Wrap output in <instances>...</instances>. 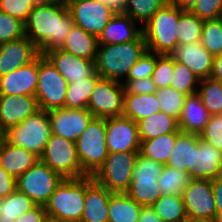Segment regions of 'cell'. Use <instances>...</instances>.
<instances>
[{"instance_id": "cell-1", "label": "cell", "mask_w": 222, "mask_h": 222, "mask_svg": "<svg viewBox=\"0 0 222 222\" xmlns=\"http://www.w3.org/2000/svg\"><path fill=\"white\" fill-rule=\"evenodd\" d=\"M74 22L66 2L37 3L24 22L25 36L44 55L60 49Z\"/></svg>"}, {"instance_id": "cell-2", "label": "cell", "mask_w": 222, "mask_h": 222, "mask_svg": "<svg viewBox=\"0 0 222 222\" xmlns=\"http://www.w3.org/2000/svg\"><path fill=\"white\" fill-rule=\"evenodd\" d=\"M146 51L143 33L136 40L122 44L98 45L95 71L104 79L122 82L121 79L128 76L129 70Z\"/></svg>"}, {"instance_id": "cell-3", "label": "cell", "mask_w": 222, "mask_h": 222, "mask_svg": "<svg viewBox=\"0 0 222 222\" xmlns=\"http://www.w3.org/2000/svg\"><path fill=\"white\" fill-rule=\"evenodd\" d=\"M182 12L168 2L142 26L147 51L170 55L175 50L178 36L176 25Z\"/></svg>"}, {"instance_id": "cell-4", "label": "cell", "mask_w": 222, "mask_h": 222, "mask_svg": "<svg viewBox=\"0 0 222 222\" xmlns=\"http://www.w3.org/2000/svg\"><path fill=\"white\" fill-rule=\"evenodd\" d=\"M85 194L86 177L63 179L45 204V210L63 222H80Z\"/></svg>"}, {"instance_id": "cell-5", "label": "cell", "mask_w": 222, "mask_h": 222, "mask_svg": "<svg viewBox=\"0 0 222 222\" xmlns=\"http://www.w3.org/2000/svg\"><path fill=\"white\" fill-rule=\"evenodd\" d=\"M75 143L83 177L93 176L109 154L105 118L93 117Z\"/></svg>"}, {"instance_id": "cell-6", "label": "cell", "mask_w": 222, "mask_h": 222, "mask_svg": "<svg viewBox=\"0 0 222 222\" xmlns=\"http://www.w3.org/2000/svg\"><path fill=\"white\" fill-rule=\"evenodd\" d=\"M51 134L48 112L39 110L20 124L6 130L4 139L7 143L24 148L40 158Z\"/></svg>"}, {"instance_id": "cell-7", "label": "cell", "mask_w": 222, "mask_h": 222, "mask_svg": "<svg viewBox=\"0 0 222 222\" xmlns=\"http://www.w3.org/2000/svg\"><path fill=\"white\" fill-rule=\"evenodd\" d=\"M138 155L139 152L109 153L105 162L92 176L93 180L112 193H126Z\"/></svg>"}, {"instance_id": "cell-8", "label": "cell", "mask_w": 222, "mask_h": 222, "mask_svg": "<svg viewBox=\"0 0 222 222\" xmlns=\"http://www.w3.org/2000/svg\"><path fill=\"white\" fill-rule=\"evenodd\" d=\"M39 160L63 179L83 178L76 143L59 135L51 134Z\"/></svg>"}, {"instance_id": "cell-9", "label": "cell", "mask_w": 222, "mask_h": 222, "mask_svg": "<svg viewBox=\"0 0 222 222\" xmlns=\"http://www.w3.org/2000/svg\"><path fill=\"white\" fill-rule=\"evenodd\" d=\"M68 82L44 56L39 55L38 85L35 97L39 110L64 107Z\"/></svg>"}, {"instance_id": "cell-10", "label": "cell", "mask_w": 222, "mask_h": 222, "mask_svg": "<svg viewBox=\"0 0 222 222\" xmlns=\"http://www.w3.org/2000/svg\"><path fill=\"white\" fill-rule=\"evenodd\" d=\"M63 178L41 160L16 179L17 190L28 196L35 205H44Z\"/></svg>"}, {"instance_id": "cell-11", "label": "cell", "mask_w": 222, "mask_h": 222, "mask_svg": "<svg viewBox=\"0 0 222 222\" xmlns=\"http://www.w3.org/2000/svg\"><path fill=\"white\" fill-rule=\"evenodd\" d=\"M124 94L122 82L101 78L91 93L87 109L99 118L123 116Z\"/></svg>"}, {"instance_id": "cell-12", "label": "cell", "mask_w": 222, "mask_h": 222, "mask_svg": "<svg viewBox=\"0 0 222 222\" xmlns=\"http://www.w3.org/2000/svg\"><path fill=\"white\" fill-rule=\"evenodd\" d=\"M74 25L98 37L116 14L99 0H66Z\"/></svg>"}, {"instance_id": "cell-13", "label": "cell", "mask_w": 222, "mask_h": 222, "mask_svg": "<svg viewBox=\"0 0 222 222\" xmlns=\"http://www.w3.org/2000/svg\"><path fill=\"white\" fill-rule=\"evenodd\" d=\"M105 126L109 153L140 152L137 122L124 116L110 117L105 118Z\"/></svg>"}, {"instance_id": "cell-14", "label": "cell", "mask_w": 222, "mask_h": 222, "mask_svg": "<svg viewBox=\"0 0 222 222\" xmlns=\"http://www.w3.org/2000/svg\"><path fill=\"white\" fill-rule=\"evenodd\" d=\"M187 217L217 218V207L210 180L191 179L182 194Z\"/></svg>"}, {"instance_id": "cell-15", "label": "cell", "mask_w": 222, "mask_h": 222, "mask_svg": "<svg viewBox=\"0 0 222 222\" xmlns=\"http://www.w3.org/2000/svg\"><path fill=\"white\" fill-rule=\"evenodd\" d=\"M52 134L76 142L94 117L88 109L60 108L48 111Z\"/></svg>"}, {"instance_id": "cell-16", "label": "cell", "mask_w": 222, "mask_h": 222, "mask_svg": "<svg viewBox=\"0 0 222 222\" xmlns=\"http://www.w3.org/2000/svg\"><path fill=\"white\" fill-rule=\"evenodd\" d=\"M37 111L39 107L35 96L0 94V130L5 132Z\"/></svg>"}, {"instance_id": "cell-17", "label": "cell", "mask_w": 222, "mask_h": 222, "mask_svg": "<svg viewBox=\"0 0 222 222\" xmlns=\"http://www.w3.org/2000/svg\"><path fill=\"white\" fill-rule=\"evenodd\" d=\"M44 56L69 83H76L92 76L95 71V61L76 57L61 49H53Z\"/></svg>"}, {"instance_id": "cell-18", "label": "cell", "mask_w": 222, "mask_h": 222, "mask_svg": "<svg viewBox=\"0 0 222 222\" xmlns=\"http://www.w3.org/2000/svg\"><path fill=\"white\" fill-rule=\"evenodd\" d=\"M39 55L38 48L26 36L0 44V77L28 65Z\"/></svg>"}, {"instance_id": "cell-19", "label": "cell", "mask_w": 222, "mask_h": 222, "mask_svg": "<svg viewBox=\"0 0 222 222\" xmlns=\"http://www.w3.org/2000/svg\"><path fill=\"white\" fill-rule=\"evenodd\" d=\"M39 56L28 65L0 77V94L35 96L38 85Z\"/></svg>"}, {"instance_id": "cell-20", "label": "cell", "mask_w": 222, "mask_h": 222, "mask_svg": "<svg viewBox=\"0 0 222 222\" xmlns=\"http://www.w3.org/2000/svg\"><path fill=\"white\" fill-rule=\"evenodd\" d=\"M112 192L86 176V194L80 222H108L109 200Z\"/></svg>"}, {"instance_id": "cell-21", "label": "cell", "mask_w": 222, "mask_h": 222, "mask_svg": "<svg viewBox=\"0 0 222 222\" xmlns=\"http://www.w3.org/2000/svg\"><path fill=\"white\" fill-rule=\"evenodd\" d=\"M170 55L174 60L188 67L199 80L210 77L213 56L201 42L177 45Z\"/></svg>"}, {"instance_id": "cell-22", "label": "cell", "mask_w": 222, "mask_h": 222, "mask_svg": "<svg viewBox=\"0 0 222 222\" xmlns=\"http://www.w3.org/2000/svg\"><path fill=\"white\" fill-rule=\"evenodd\" d=\"M136 21L124 13H116L97 37L98 45L122 44L136 40L142 27L136 28Z\"/></svg>"}, {"instance_id": "cell-23", "label": "cell", "mask_w": 222, "mask_h": 222, "mask_svg": "<svg viewBox=\"0 0 222 222\" xmlns=\"http://www.w3.org/2000/svg\"><path fill=\"white\" fill-rule=\"evenodd\" d=\"M191 179L213 180L222 174V152L199 140L196 165L188 171Z\"/></svg>"}, {"instance_id": "cell-24", "label": "cell", "mask_w": 222, "mask_h": 222, "mask_svg": "<svg viewBox=\"0 0 222 222\" xmlns=\"http://www.w3.org/2000/svg\"><path fill=\"white\" fill-rule=\"evenodd\" d=\"M199 140V134L178 131L174 151L166 165L188 173L196 165L197 143Z\"/></svg>"}, {"instance_id": "cell-25", "label": "cell", "mask_w": 222, "mask_h": 222, "mask_svg": "<svg viewBox=\"0 0 222 222\" xmlns=\"http://www.w3.org/2000/svg\"><path fill=\"white\" fill-rule=\"evenodd\" d=\"M210 116L198 92L187 95L178 120L179 129L181 132L200 134Z\"/></svg>"}, {"instance_id": "cell-26", "label": "cell", "mask_w": 222, "mask_h": 222, "mask_svg": "<svg viewBox=\"0 0 222 222\" xmlns=\"http://www.w3.org/2000/svg\"><path fill=\"white\" fill-rule=\"evenodd\" d=\"M38 161L39 157L34 153L5 140L0 147V166L13 178L17 179Z\"/></svg>"}, {"instance_id": "cell-27", "label": "cell", "mask_w": 222, "mask_h": 222, "mask_svg": "<svg viewBox=\"0 0 222 222\" xmlns=\"http://www.w3.org/2000/svg\"><path fill=\"white\" fill-rule=\"evenodd\" d=\"M97 46V37L95 35L73 25L60 49L73 56L95 61Z\"/></svg>"}, {"instance_id": "cell-28", "label": "cell", "mask_w": 222, "mask_h": 222, "mask_svg": "<svg viewBox=\"0 0 222 222\" xmlns=\"http://www.w3.org/2000/svg\"><path fill=\"white\" fill-rule=\"evenodd\" d=\"M160 111L156 94H124L123 116L138 122Z\"/></svg>"}, {"instance_id": "cell-29", "label": "cell", "mask_w": 222, "mask_h": 222, "mask_svg": "<svg viewBox=\"0 0 222 222\" xmlns=\"http://www.w3.org/2000/svg\"><path fill=\"white\" fill-rule=\"evenodd\" d=\"M137 125L141 141L180 131L178 120L162 111L138 121Z\"/></svg>"}, {"instance_id": "cell-30", "label": "cell", "mask_w": 222, "mask_h": 222, "mask_svg": "<svg viewBox=\"0 0 222 222\" xmlns=\"http://www.w3.org/2000/svg\"><path fill=\"white\" fill-rule=\"evenodd\" d=\"M141 207L126 193H112L108 222H138Z\"/></svg>"}, {"instance_id": "cell-31", "label": "cell", "mask_w": 222, "mask_h": 222, "mask_svg": "<svg viewBox=\"0 0 222 222\" xmlns=\"http://www.w3.org/2000/svg\"><path fill=\"white\" fill-rule=\"evenodd\" d=\"M102 77L95 72L85 80H79L76 83H69L64 101V108L68 109H87L88 102L96 83Z\"/></svg>"}, {"instance_id": "cell-32", "label": "cell", "mask_w": 222, "mask_h": 222, "mask_svg": "<svg viewBox=\"0 0 222 222\" xmlns=\"http://www.w3.org/2000/svg\"><path fill=\"white\" fill-rule=\"evenodd\" d=\"M176 133H167L156 138L141 141L140 154L155 162L166 165L174 151Z\"/></svg>"}, {"instance_id": "cell-33", "label": "cell", "mask_w": 222, "mask_h": 222, "mask_svg": "<svg viewBox=\"0 0 222 222\" xmlns=\"http://www.w3.org/2000/svg\"><path fill=\"white\" fill-rule=\"evenodd\" d=\"M152 207L163 222H184L187 218L182 195H162Z\"/></svg>"}, {"instance_id": "cell-34", "label": "cell", "mask_w": 222, "mask_h": 222, "mask_svg": "<svg viewBox=\"0 0 222 222\" xmlns=\"http://www.w3.org/2000/svg\"><path fill=\"white\" fill-rule=\"evenodd\" d=\"M35 206L34 202L16 190L5 198H0V222H16V219Z\"/></svg>"}, {"instance_id": "cell-35", "label": "cell", "mask_w": 222, "mask_h": 222, "mask_svg": "<svg viewBox=\"0 0 222 222\" xmlns=\"http://www.w3.org/2000/svg\"><path fill=\"white\" fill-rule=\"evenodd\" d=\"M198 94L211 116L222 114V82L211 77L200 79Z\"/></svg>"}, {"instance_id": "cell-36", "label": "cell", "mask_w": 222, "mask_h": 222, "mask_svg": "<svg viewBox=\"0 0 222 222\" xmlns=\"http://www.w3.org/2000/svg\"><path fill=\"white\" fill-rule=\"evenodd\" d=\"M190 181L191 178L187 172L164 165L158 178V186L161 195H182Z\"/></svg>"}, {"instance_id": "cell-37", "label": "cell", "mask_w": 222, "mask_h": 222, "mask_svg": "<svg viewBox=\"0 0 222 222\" xmlns=\"http://www.w3.org/2000/svg\"><path fill=\"white\" fill-rule=\"evenodd\" d=\"M204 21L190 11H183L177 22V45L200 42Z\"/></svg>"}, {"instance_id": "cell-38", "label": "cell", "mask_w": 222, "mask_h": 222, "mask_svg": "<svg viewBox=\"0 0 222 222\" xmlns=\"http://www.w3.org/2000/svg\"><path fill=\"white\" fill-rule=\"evenodd\" d=\"M126 194L141 206H152L162 196L154 179L131 180Z\"/></svg>"}, {"instance_id": "cell-39", "label": "cell", "mask_w": 222, "mask_h": 222, "mask_svg": "<svg viewBox=\"0 0 222 222\" xmlns=\"http://www.w3.org/2000/svg\"><path fill=\"white\" fill-rule=\"evenodd\" d=\"M167 3L165 0H127L123 13L144 25Z\"/></svg>"}, {"instance_id": "cell-40", "label": "cell", "mask_w": 222, "mask_h": 222, "mask_svg": "<svg viewBox=\"0 0 222 222\" xmlns=\"http://www.w3.org/2000/svg\"><path fill=\"white\" fill-rule=\"evenodd\" d=\"M155 94L160 104V111L179 120L187 95L171 87L157 89Z\"/></svg>"}, {"instance_id": "cell-41", "label": "cell", "mask_w": 222, "mask_h": 222, "mask_svg": "<svg viewBox=\"0 0 222 222\" xmlns=\"http://www.w3.org/2000/svg\"><path fill=\"white\" fill-rule=\"evenodd\" d=\"M198 83L199 79L188 67L174 60L173 77L170 84L171 88L190 95L197 92L198 89L196 86Z\"/></svg>"}, {"instance_id": "cell-42", "label": "cell", "mask_w": 222, "mask_h": 222, "mask_svg": "<svg viewBox=\"0 0 222 222\" xmlns=\"http://www.w3.org/2000/svg\"><path fill=\"white\" fill-rule=\"evenodd\" d=\"M200 42L214 57L222 54V28L216 20H205Z\"/></svg>"}, {"instance_id": "cell-43", "label": "cell", "mask_w": 222, "mask_h": 222, "mask_svg": "<svg viewBox=\"0 0 222 222\" xmlns=\"http://www.w3.org/2000/svg\"><path fill=\"white\" fill-rule=\"evenodd\" d=\"M174 59L171 55L157 54L152 80L157 89L170 87L173 77Z\"/></svg>"}, {"instance_id": "cell-44", "label": "cell", "mask_w": 222, "mask_h": 222, "mask_svg": "<svg viewBox=\"0 0 222 222\" xmlns=\"http://www.w3.org/2000/svg\"><path fill=\"white\" fill-rule=\"evenodd\" d=\"M25 36L24 22L0 11V44Z\"/></svg>"}, {"instance_id": "cell-45", "label": "cell", "mask_w": 222, "mask_h": 222, "mask_svg": "<svg viewBox=\"0 0 222 222\" xmlns=\"http://www.w3.org/2000/svg\"><path fill=\"white\" fill-rule=\"evenodd\" d=\"M163 164L155 162L149 158L142 156L140 153L136 158L132 180L154 179L158 180Z\"/></svg>"}, {"instance_id": "cell-46", "label": "cell", "mask_w": 222, "mask_h": 222, "mask_svg": "<svg viewBox=\"0 0 222 222\" xmlns=\"http://www.w3.org/2000/svg\"><path fill=\"white\" fill-rule=\"evenodd\" d=\"M199 135L200 139L222 152V114L210 116Z\"/></svg>"}, {"instance_id": "cell-47", "label": "cell", "mask_w": 222, "mask_h": 222, "mask_svg": "<svg viewBox=\"0 0 222 222\" xmlns=\"http://www.w3.org/2000/svg\"><path fill=\"white\" fill-rule=\"evenodd\" d=\"M157 54L146 51L144 55L129 70L124 80L144 79L152 76L156 64Z\"/></svg>"}, {"instance_id": "cell-48", "label": "cell", "mask_w": 222, "mask_h": 222, "mask_svg": "<svg viewBox=\"0 0 222 222\" xmlns=\"http://www.w3.org/2000/svg\"><path fill=\"white\" fill-rule=\"evenodd\" d=\"M36 4L35 0H0V11L25 22Z\"/></svg>"}, {"instance_id": "cell-49", "label": "cell", "mask_w": 222, "mask_h": 222, "mask_svg": "<svg viewBox=\"0 0 222 222\" xmlns=\"http://www.w3.org/2000/svg\"><path fill=\"white\" fill-rule=\"evenodd\" d=\"M221 9L222 0H197L190 12L205 21L215 20Z\"/></svg>"}, {"instance_id": "cell-50", "label": "cell", "mask_w": 222, "mask_h": 222, "mask_svg": "<svg viewBox=\"0 0 222 222\" xmlns=\"http://www.w3.org/2000/svg\"><path fill=\"white\" fill-rule=\"evenodd\" d=\"M125 93L130 94H154L157 91L156 85L151 77L135 80H124Z\"/></svg>"}, {"instance_id": "cell-51", "label": "cell", "mask_w": 222, "mask_h": 222, "mask_svg": "<svg viewBox=\"0 0 222 222\" xmlns=\"http://www.w3.org/2000/svg\"><path fill=\"white\" fill-rule=\"evenodd\" d=\"M16 190V178H13L0 166V198H5Z\"/></svg>"}, {"instance_id": "cell-52", "label": "cell", "mask_w": 222, "mask_h": 222, "mask_svg": "<svg viewBox=\"0 0 222 222\" xmlns=\"http://www.w3.org/2000/svg\"><path fill=\"white\" fill-rule=\"evenodd\" d=\"M46 214L44 205H35L32 209L20 215L16 222H42Z\"/></svg>"}, {"instance_id": "cell-53", "label": "cell", "mask_w": 222, "mask_h": 222, "mask_svg": "<svg viewBox=\"0 0 222 222\" xmlns=\"http://www.w3.org/2000/svg\"><path fill=\"white\" fill-rule=\"evenodd\" d=\"M215 203L217 207V216L222 214V174L211 180Z\"/></svg>"}, {"instance_id": "cell-54", "label": "cell", "mask_w": 222, "mask_h": 222, "mask_svg": "<svg viewBox=\"0 0 222 222\" xmlns=\"http://www.w3.org/2000/svg\"><path fill=\"white\" fill-rule=\"evenodd\" d=\"M138 222H163L152 206H142Z\"/></svg>"}, {"instance_id": "cell-55", "label": "cell", "mask_w": 222, "mask_h": 222, "mask_svg": "<svg viewBox=\"0 0 222 222\" xmlns=\"http://www.w3.org/2000/svg\"><path fill=\"white\" fill-rule=\"evenodd\" d=\"M211 78L222 82V54L213 57Z\"/></svg>"}, {"instance_id": "cell-56", "label": "cell", "mask_w": 222, "mask_h": 222, "mask_svg": "<svg viewBox=\"0 0 222 222\" xmlns=\"http://www.w3.org/2000/svg\"><path fill=\"white\" fill-rule=\"evenodd\" d=\"M115 13H123L127 0H99Z\"/></svg>"}, {"instance_id": "cell-57", "label": "cell", "mask_w": 222, "mask_h": 222, "mask_svg": "<svg viewBox=\"0 0 222 222\" xmlns=\"http://www.w3.org/2000/svg\"><path fill=\"white\" fill-rule=\"evenodd\" d=\"M197 0H172V4L182 11H190Z\"/></svg>"}, {"instance_id": "cell-58", "label": "cell", "mask_w": 222, "mask_h": 222, "mask_svg": "<svg viewBox=\"0 0 222 222\" xmlns=\"http://www.w3.org/2000/svg\"><path fill=\"white\" fill-rule=\"evenodd\" d=\"M184 222H217V220L212 218L187 217Z\"/></svg>"}, {"instance_id": "cell-59", "label": "cell", "mask_w": 222, "mask_h": 222, "mask_svg": "<svg viewBox=\"0 0 222 222\" xmlns=\"http://www.w3.org/2000/svg\"><path fill=\"white\" fill-rule=\"evenodd\" d=\"M42 222H63V221L58 219L57 217L46 214Z\"/></svg>"}, {"instance_id": "cell-60", "label": "cell", "mask_w": 222, "mask_h": 222, "mask_svg": "<svg viewBox=\"0 0 222 222\" xmlns=\"http://www.w3.org/2000/svg\"><path fill=\"white\" fill-rule=\"evenodd\" d=\"M36 3H60L66 2V0H35Z\"/></svg>"}, {"instance_id": "cell-61", "label": "cell", "mask_w": 222, "mask_h": 222, "mask_svg": "<svg viewBox=\"0 0 222 222\" xmlns=\"http://www.w3.org/2000/svg\"><path fill=\"white\" fill-rule=\"evenodd\" d=\"M218 23H219V25L221 26V28H222V9L219 11V13L217 14V17H216V19H215Z\"/></svg>"}, {"instance_id": "cell-62", "label": "cell", "mask_w": 222, "mask_h": 222, "mask_svg": "<svg viewBox=\"0 0 222 222\" xmlns=\"http://www.w3.org/2000/svg\"><path fill=\"white\" fill-rule=\"evenodd\" d=\"M4 140H5L4 139V132L2 130H0V147H1Z\"/></svg>"}, {"instance_id": "cell-63", "label": "cell", "mask_w": 222, "mask_h": 222, "mask_svg": "<svg viewBox=\"0 0 222 222\" xmlns=\"http://www.w3.org/2000/svg\"><path fill=\"white\" fill-rule=\"evenodd\" d=\"M216 220H217V222H222V214L218 215Z\"/></svg>"}]
</instances>
